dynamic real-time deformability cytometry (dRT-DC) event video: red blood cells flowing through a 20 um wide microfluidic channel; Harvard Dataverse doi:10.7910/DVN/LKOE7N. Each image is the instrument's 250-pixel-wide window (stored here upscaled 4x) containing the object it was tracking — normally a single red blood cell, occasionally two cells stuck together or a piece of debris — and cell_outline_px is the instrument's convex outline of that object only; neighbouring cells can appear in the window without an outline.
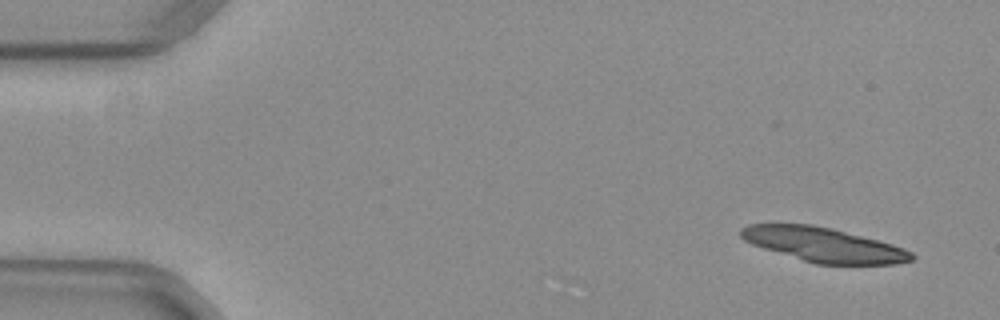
{"species": "common noctule bat (a hibernating species)", "species_latin": "Nyctalus noctula", "temperature_condition": "warm", "stored_images_in_passage": 14, "camera_frame_rate_fps": 3000, "um_per_image_px": 0.085, "animal": {"sex": "female", "body_mass_g": 29.2, "forearm_length_mm": 56.3}, "frame": {"image": 1, "passage_image": 3, "time_ms": 0.667, "image_size_px": [1000, 320], "cell_outline_px": [[916, 256], [912, 260], [896, 264], [816, 264], [764, 248], [752, 244], [744, 240], [740, 236], [740, 228], [748, 224], [812, 224], [832, 228], [892, 244], [904, 248], [912, 252]], "centroid_in_image_um": [70.01, 20.8], "position_along_channel_um": 15.0, "area_um2": 33.99}}